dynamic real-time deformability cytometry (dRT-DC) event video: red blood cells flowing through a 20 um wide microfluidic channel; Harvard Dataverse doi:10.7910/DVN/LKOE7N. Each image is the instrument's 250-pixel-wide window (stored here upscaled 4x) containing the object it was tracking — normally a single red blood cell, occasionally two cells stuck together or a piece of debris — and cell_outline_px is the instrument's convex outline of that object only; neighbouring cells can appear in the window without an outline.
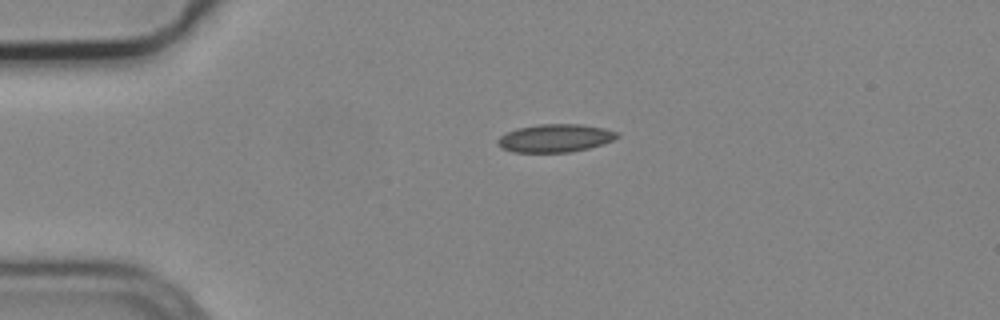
{"species": "common noctule bat (a hibernating species)", "species_latin": "Nyctalus noctula", "temperature_condition": "cold", "stored_images_in_passage": 2, "camera_frame_rate_fps": 3000, "um_per_image_px": 0.085, "animal": {"sex": "male", "body_mass_g": 19.2, "forearm_length_mm": 51.8}, "frame": {"image": 1, "passage_image": 1, "time_ms": 0.0, "image_size_px": [1000, 320], "cell_outline_px": [[620, 136], [612, 140], [588, 148], [568, 152], [512, 152], [496, 144], [496, 140], [500, 136], [508, 132], [520, 128], [540, 124], [580, 124], [604, 128], [616, 132]], "centroid_in_image_um": [47.17, 11.74], "position_along_channel_um": 37.8, "area_um2": 19.19}}